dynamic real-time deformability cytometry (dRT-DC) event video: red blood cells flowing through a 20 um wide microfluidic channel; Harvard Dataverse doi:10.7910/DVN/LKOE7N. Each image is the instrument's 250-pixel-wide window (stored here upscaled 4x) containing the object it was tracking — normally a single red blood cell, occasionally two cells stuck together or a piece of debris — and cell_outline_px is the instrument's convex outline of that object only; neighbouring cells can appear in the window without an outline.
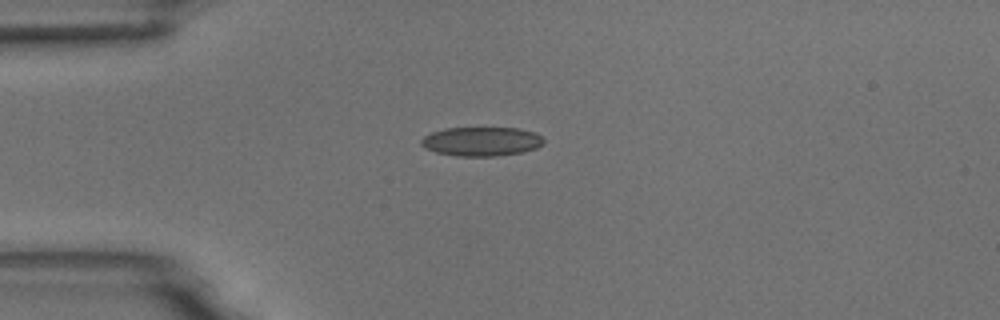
{"species": "common noctule bat (a hibernating species)", "species_latin": "Nyctalus noctula", "temperature_condition": "room temperature", "stored_images_in_passage": 4, "camera_frame_rate_fps": 3000, "um_per_image_px": 0.085, "animal": {"sex": "male", "body_mass_g": 18.8}, "frame": {"image": 1, "passage_image": 4, "time_ms": 1.0, "image_size_px": [1000, 320], "cell_outline_px": [[544, 144], [536, 148], [520, 152], [492, 156], [456, 156], [436, 152], [424, 148], [420, 144], [420, 140], [424, 136], [432, 132], [444, 128], [520, 128], [536, 132], [544, 140]], "centroid_in_image_um": [40.91, 12.01], "position_along_channel_um": 44.1, "area_um2": 20.81}}